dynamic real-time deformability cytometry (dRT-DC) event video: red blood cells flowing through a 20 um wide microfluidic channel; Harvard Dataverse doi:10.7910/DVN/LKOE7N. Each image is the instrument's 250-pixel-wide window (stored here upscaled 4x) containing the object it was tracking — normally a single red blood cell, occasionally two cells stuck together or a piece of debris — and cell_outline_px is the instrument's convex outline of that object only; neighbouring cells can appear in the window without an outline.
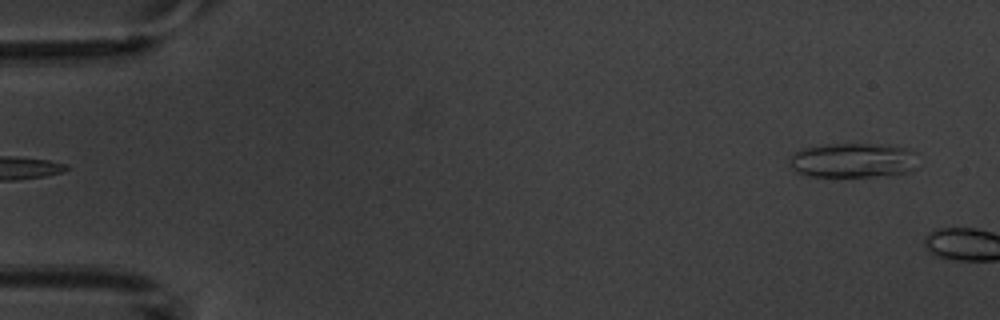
{"species": "common noctule bat (a hibernating species)", "species_latin": "Nyctalus noctula", "temperature_condition": "warm", "stored_images_in_passage": 6, "segment_of_instrument_passage": [2, 2], "camera_frame_rate_fps": 3000, "um_per_image_px": 0.085, "animal": {"sex": "male", "body_mass_g": 20.1, "forearm_length_mm": 53.5}, "frame": {"image": 1, "passage_image": 6, "time_ms": 6.0, "image_size_px": [1000, 320], "cell_outline_px": [[920, 168], [912, 172], [872, 176], [808, 176], [796, 172], [788, 164], [788, 160], [800, 148], [824, 144], [876, 144], [908, 148], [916, 152]], "centroid_in_image_um": [72.56, 13.63], "position_along_channel_um": 12.4, "area_um2": 26.47}}